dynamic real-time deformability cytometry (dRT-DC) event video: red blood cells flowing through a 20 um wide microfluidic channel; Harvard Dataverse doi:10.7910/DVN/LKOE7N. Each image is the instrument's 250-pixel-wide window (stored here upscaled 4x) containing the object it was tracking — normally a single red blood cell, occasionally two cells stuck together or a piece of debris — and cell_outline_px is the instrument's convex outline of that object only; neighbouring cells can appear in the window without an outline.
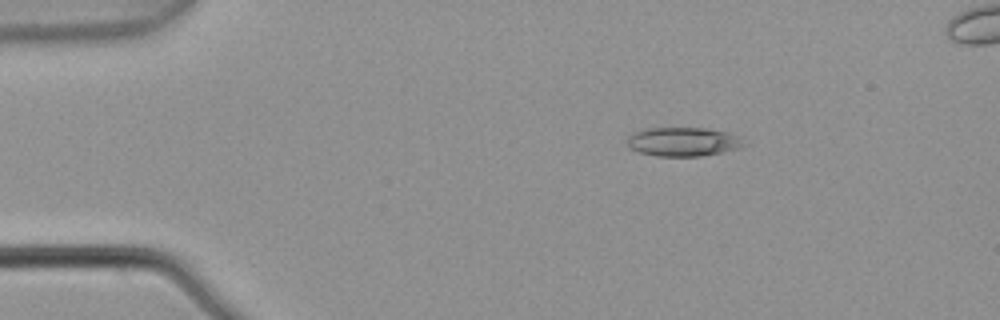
{"species": "common noctule bat (a hibernating species)", "species_latin": "Nyctalus noctula", "temperature_condition": "warm", "stored_images_in_passage": 4, "camera_frame_rate_fps": 3000, "um_per_image_px": 0.085, "animal": {"sex": "male", "body_mass_g": 21.5, "forearm_length_mm": 52.0}, "frame": {"image": 1, "passage_image": 1, "time_ms": 0.0, "image_size_px": [1000, 320], "cell_outline_px": [[748, 144], [740, 148], [724, 152], [700, 156], [656, 156], [636, 152], [628, 148], [628, 136], [632, 132], [640, 128], [704, 128], [728, 132]], "centroid_in_image_um": [58.01, 12.05], "position_along_channel_um": 27.0, "area_um2": 19.94}}